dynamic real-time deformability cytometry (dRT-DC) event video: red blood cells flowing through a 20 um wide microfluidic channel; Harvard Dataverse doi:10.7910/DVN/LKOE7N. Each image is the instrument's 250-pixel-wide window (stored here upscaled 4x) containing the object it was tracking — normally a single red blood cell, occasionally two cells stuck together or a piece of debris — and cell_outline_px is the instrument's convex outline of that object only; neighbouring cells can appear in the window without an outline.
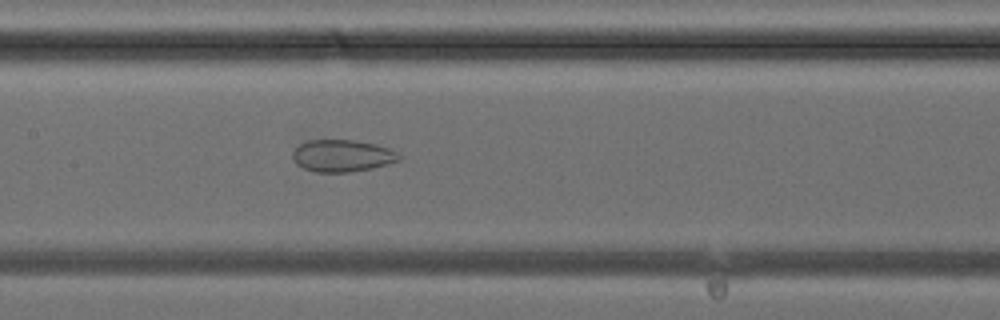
{"species": "common noctule bat (a hibernating species)", "species_latin": "Nyctalus noctula", "temperature_condition": "cold", "stored_images_in_passage": 25, "camera_frame_rate_fps": 3000, "um_per_image_px": 0.085, "animal": {"sex": "female", "body_mass_g": 24.6, "forearm_length_mm": 56.2}, "frame": {"image": 1, "passage_image": 7, "time_ms": 2.0, "image_size_px": [1000, 320], "cell_outline_px": [[400, 160], [388, 164], [372, 168], [348, 172], [316, 172], [304, 168], [296, 164], [292, 156], [292, 152], [300, 144], [308, 140], [352, 140], [376, 144], [392, 148], [400, 152]], "centroid_in_image_um": [29.13, 13.23], "position_along_channel_um": 178.3, "area_um2": 20.0}}
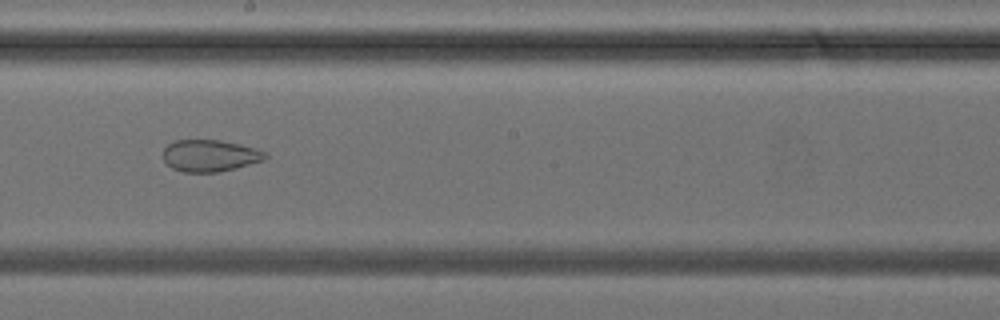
{"frame": {"image": 2, "passage_image": 10, "time_ms": 3.0, "image_size_px": [1000, 320], "cell_outline_px": [[268, 156], [264, 160], [236, 168], [220, 172], [184, 172], [172, 168], [164, 160], [164, 148], [168, 144], [176, 140], [220, 140], [240, 144], [256, 148], [268, 152]], "centroid_in_image_um": [17.88, 13.23], "position_along_channel_um": 230.3, "area_um2": 19.02}}